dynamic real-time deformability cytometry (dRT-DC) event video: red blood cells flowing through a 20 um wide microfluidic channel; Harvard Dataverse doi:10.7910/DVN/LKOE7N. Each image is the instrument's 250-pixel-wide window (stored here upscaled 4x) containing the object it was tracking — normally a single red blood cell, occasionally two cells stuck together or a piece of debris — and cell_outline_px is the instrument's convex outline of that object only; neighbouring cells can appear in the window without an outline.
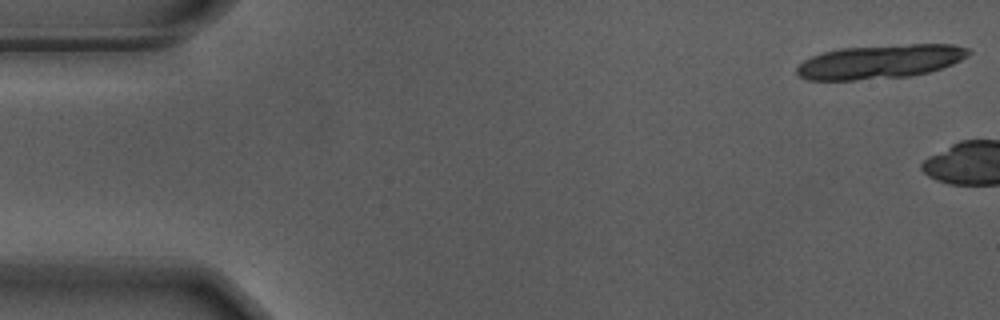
{"species": "Egyptian fruit bat (a non-hibernating species)", "species_latin": "Rousettus aegyptiacus", "temperature_condition": "warm", "stored_images_in_passage": 4, "camera_frame_rate_fps": 3000, "um_per_image_px": 0.085, "animal": {"sex": "male"}, "frame": {"image": 1, "passage_image": 1, "time_ms": 0.0, "image_size_px": [1000, 320], "cell_outline_px": [[972, 52], [968, 56], [952, 64], [928, 72], [908, 76], [852, 80], [808, 80], [800, 76], [796, 72], [796, 68], [804, 60], [812, 56], [824, 52], [840, 48], [908, 44], [952, 44], [972, 48]], "centroid_in_image_um": [74.84, 5.23], "position_along_channel_um": 10.2, "area_um2": 33.87}}